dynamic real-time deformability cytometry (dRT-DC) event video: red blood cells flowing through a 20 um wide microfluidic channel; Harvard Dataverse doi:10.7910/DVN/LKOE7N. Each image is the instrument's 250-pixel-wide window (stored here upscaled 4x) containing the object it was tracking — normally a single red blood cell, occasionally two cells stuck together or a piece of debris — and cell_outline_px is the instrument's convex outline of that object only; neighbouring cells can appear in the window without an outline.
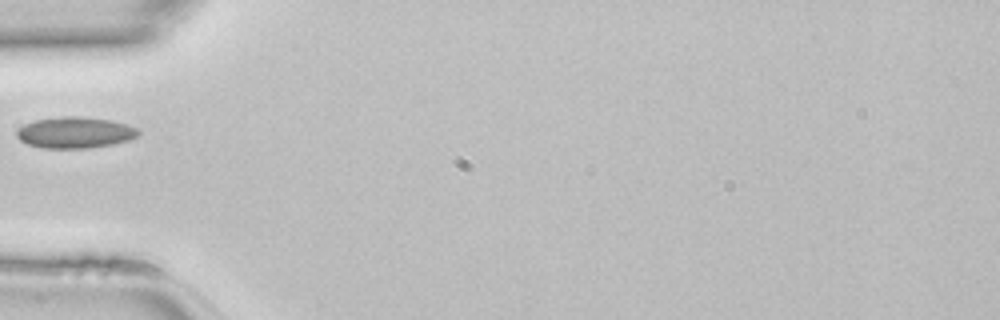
{"species": "common noctule bat (a hibernating species)", "species_latin": "Nyctalus noctula", "temperature_condition": "room temperature", "stored_images_in_passage": 32, "camera_frame_rate_fps": 3000, "um_per_image_px": 0.085, "animal": {"sex": "female", "body_mass_g": 22.7, "forearm_length_mm": 54.2}, "frame": {"image": 1, "passage_image": 1, "time_ms": 0.0, "image_size_px": [1000, 320], "cell_outline_px": [[140, 136], [128, 140], [112, 144], [88, 148], [40, 148], [28, 144], [20, 140], [16, 136], [16, 132], [24, 124], [36, 120], [60, 116], [80, 116], [112, 120], [128, 124], [136, 128], [140, 132]], "centroid_in_image_um": [6.39, 11.26], "position_along_channel_um": 78.6, "area_um2": 22.25}}
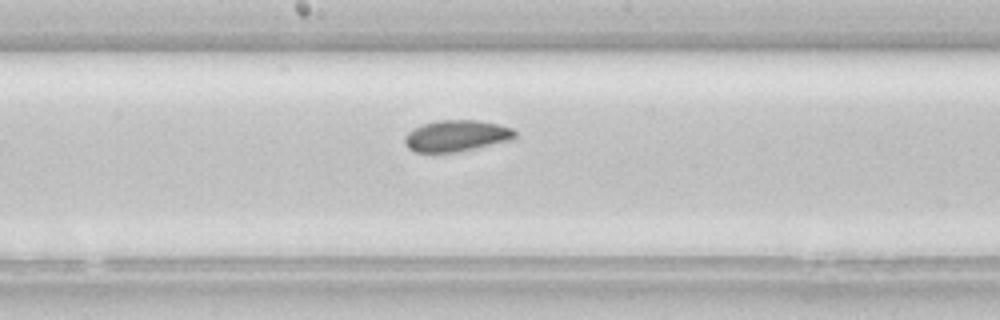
{"frame": {"image": 2, "passage_image": 10, "time_ms": 3.0, "image_size_px": [1000, 320], "cell_outline_px": [[516, 136], [512, 140], [456, 152], [416, 152], [408, 148], [404, 144], [404, 136], [408, 132], [420, 124], [436, 120], [476, 120], [496, 124], [512, 128], [516, 132]], "centroid_in_image_um": [38.76, 11.54], "position_along_channel_um": 209.4, "area_um2": 20.17}}
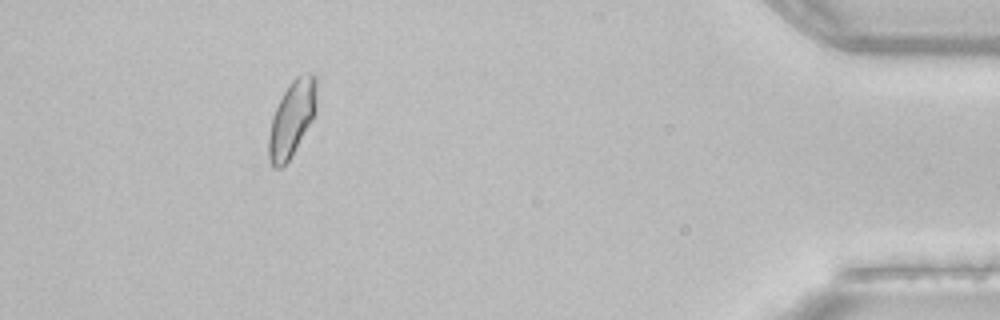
{"frame": {"image": 3, "passage_image": 28, "time_ms": 9.0, "image_size_px": [1000, 320], "cell_outline_px": [[316, 112], [312, 120], [292, 156], [280, 168], [272, 168], [268, 156], [268, 136], [272, 116], [288, 84], [296, 76], [308, 72], [316, 72]], "centroid_in_image_um": [24.81, 10.07], "position_along_channel_um": 410.4, "area_um2": 21.33}}